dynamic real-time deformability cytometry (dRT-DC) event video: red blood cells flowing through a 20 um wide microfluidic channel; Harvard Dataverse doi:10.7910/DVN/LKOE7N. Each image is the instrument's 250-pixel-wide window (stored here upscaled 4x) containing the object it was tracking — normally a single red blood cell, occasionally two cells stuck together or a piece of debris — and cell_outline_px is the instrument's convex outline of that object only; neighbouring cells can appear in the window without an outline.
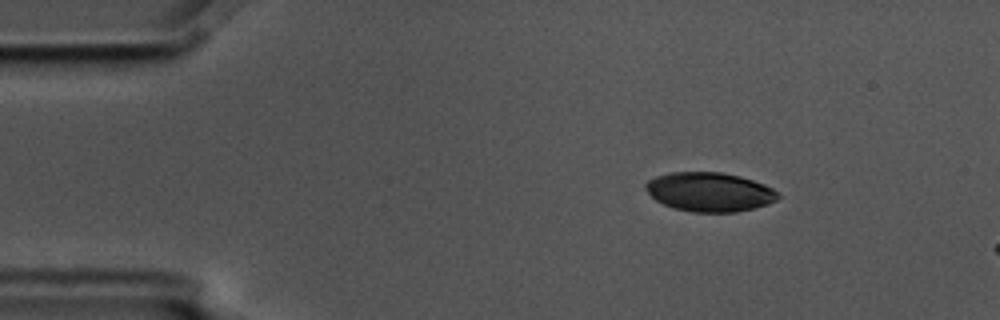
{"species": "common noctule bat (a hibernating species)", "species_latin": "Nyctalus noctula", "temperature_condition": "cold", "stored_images_in_passage": 4, "segment_of_instrument_passage": [1, 2], "camera_frame_rate_fps": 3000, "um_per_image_px": 0.085, "animal": {"sex": "male", "body_mass_g": 17.5, "forearm_length_mm": 52.3}, "frame": {"image": 1, "passage_image": 1, "time_ms": 0.0, "image_size_px": [1000, 320], "cell_outline_px": [[780, 196], [776, 200], [768, 204], [736, 212], [692, 212], [672, 208], [656, 200], [644, 188], [644, 184], [648, 180], [656, 176], [668, 172], [720, 172], [740, 176], [764, 184], [772, 188]], "centroid_in_image_um": [60.28, 16.31], "position_along_channel_um": 24.7, "area_um2": 30.17}}